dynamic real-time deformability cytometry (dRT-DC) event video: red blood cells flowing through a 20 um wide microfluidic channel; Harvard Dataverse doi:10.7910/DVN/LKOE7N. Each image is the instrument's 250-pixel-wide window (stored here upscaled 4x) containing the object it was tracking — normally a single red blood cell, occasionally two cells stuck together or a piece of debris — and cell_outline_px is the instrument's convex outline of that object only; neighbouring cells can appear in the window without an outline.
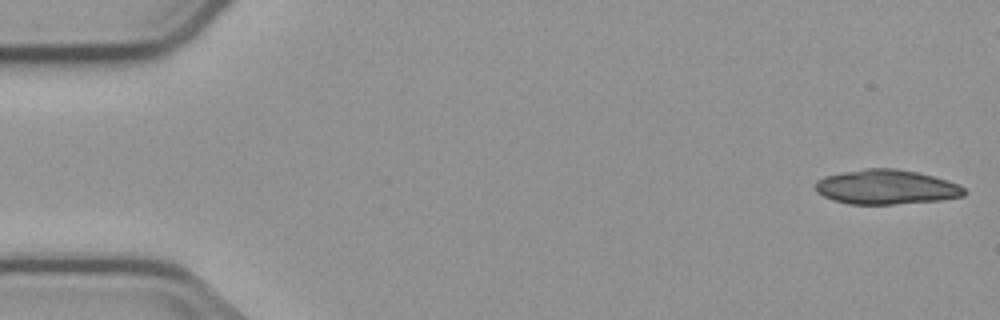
{"species": "common noctule bat (a hibernating species)", "species_latin": "Nyctalus noctula", "temperature_condition": "cold", "stored_images_in_passage": 9, "segment_of_instrument_passage": [1, 2], "camera_frame_rate_fps": 3000, "um_per_image_px": 0.085, "animal": {"sex": "male", "body_mass_g": 23.1, "forearm_length_mm": 52.7}, "frame": {"image": 1, "passage_image": 1, "time_ms": 0.0, "image_size_px": [1000, 320], "cell_outline_px": [[968, 192], [964, 196], [940, 200], [892, 204], [848, 204], [832, 200], [816, 192], [816, 180], [824, 176], [864, 168], [896, 168], [916, 172], [948, 180], [960, 184]], "centroid_in_image_um": [75.34, 15.9], "position_along_channel_um": 9.7, "area_um2": 30.11}}
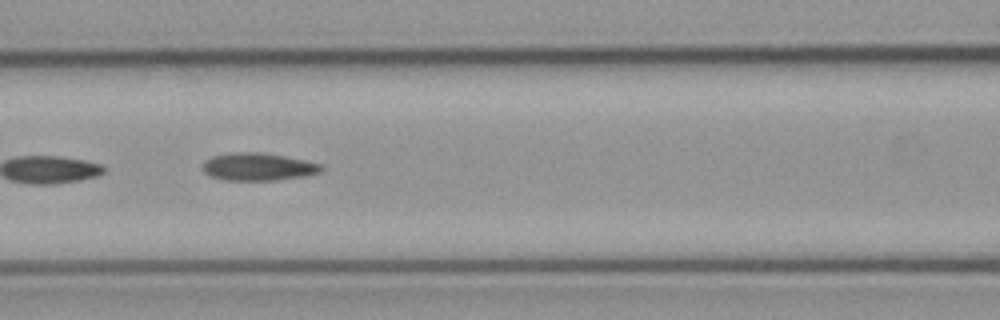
{"frame": {"image": 2, "passage_image": 7, "time_ms": 7.333, "image_size_px": [1000, 320], "cell_outline_px": [[324, 168], [320, 172], [304, 176], [276, 180], [224, 180], [212, 176], [204, 172], [204, 160], [212, 156], [232, 152], [260, 152], [284, 156], [320, 164]], "centroid_in_image_um": [21.92, 14.17], "position_along_channel_um": 144.7, "area_um2": 18.9}}
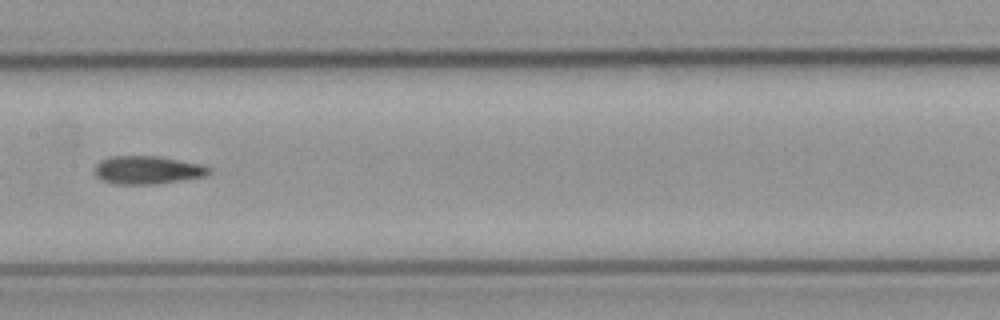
{"frame": {"image": 3, "passage_image": 8, "time_ms": 8.667, "image_size_px": [1000, 320], "cell_outline_px": [[212, 172], [208, 176], [156, 184], [112, 184], [96, 176], [96, 164], [100, 160], [112, 156], [156, 156], [204, 164], [212, 168]], "centroid_in_image_um": [12.61, 14.45], "position_along_channel_um": 194.8, "area_um2": 18.9}}